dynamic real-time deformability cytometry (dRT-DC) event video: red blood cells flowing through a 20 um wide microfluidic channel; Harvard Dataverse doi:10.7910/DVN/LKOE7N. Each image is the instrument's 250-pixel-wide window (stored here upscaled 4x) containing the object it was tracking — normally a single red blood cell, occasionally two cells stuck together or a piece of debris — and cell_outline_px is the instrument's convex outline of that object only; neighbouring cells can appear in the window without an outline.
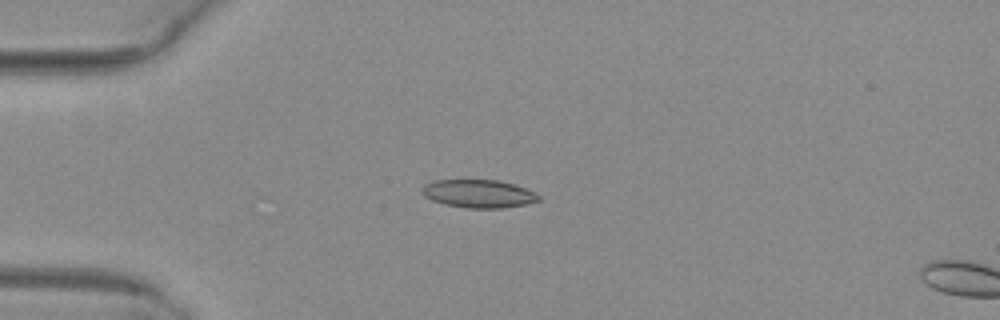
{"species": "common noctule bat (a hibernating species)", "species_latin": "Nyctalus noctula", "temperature_condition": "warm", "stored_images_in_passage": 6, "camera_frame_rate_fps": 3000, "um_per_image_px": 0.085, "animal": {"sex": "female", "body_mass_g": 29.2, "forearm_length_mm": 56.3}, "frame": {"image": 1, "passage_image": 5, "time_ms": 1.333, "image_size_px": [1000, 320], "cell_outline_px": [[540, 200], [528, 204], [504, 208], [468, 208], [444, 204], [432, 200], [424, 196], [420, 192], [420, 188], [424, 184], [432, 180], [500, 180], [536, 192], [540, 196]], "centroid_in_image_um": [40.66, 16.46], "position_along_channel_um": 44.3, "area_um2": 19.31}}